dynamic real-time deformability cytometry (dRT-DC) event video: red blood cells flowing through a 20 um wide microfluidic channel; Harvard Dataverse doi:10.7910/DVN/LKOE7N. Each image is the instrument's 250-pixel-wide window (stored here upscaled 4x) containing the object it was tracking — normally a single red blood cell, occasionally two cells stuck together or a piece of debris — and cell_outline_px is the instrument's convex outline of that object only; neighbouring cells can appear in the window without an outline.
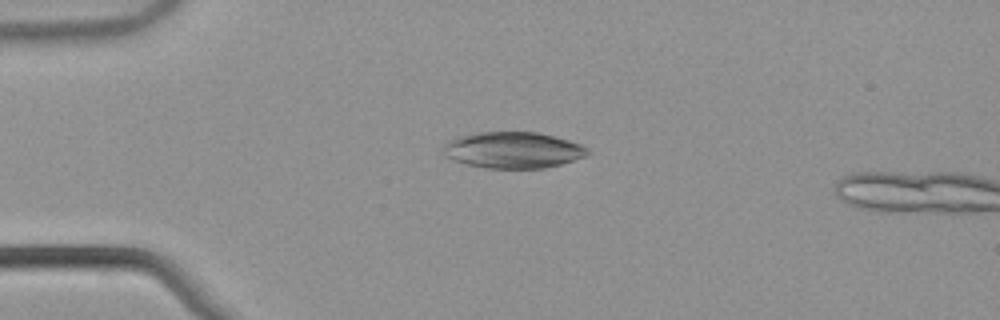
{"species": "common noctule bat (a hibernating species)", "species_latin": "Nyctalus noctula", "temperature_condition": "warm", "stored_images_in_passage": 53, "camera_frame_rate_fps": 3000, "um_per_image_px": 0.085, "animal": {"sex": "male", "body_mass_g": 21.5, "forearm_length_mm": 52.0}, "frame": {"image": 1, "passage_image": 13, "time_ms": 4.0, "image_size_px": [1000, 320], "cell_outline_px": [[592, 152], [584, 156], [560, 164], [544, 168], [488, 168], [464, 164], [452, 160], [444, 156], [444, 144], [448, 140], [460, 136], [480, 132], [536, 132], [568, 140], [580, 144], [588, 148]], "centroid_in_image_um": [43.58, 12.76], "position_along_channel_um": 41.4, "area_um2": 30.4}}
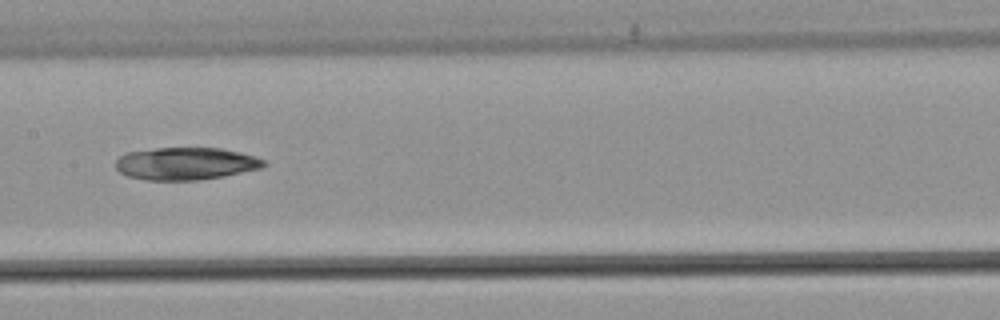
{"frame": {"image": 2, "passage_image": 27, "time_ms": 8.667, "image_size_px": [1000, 320], "cell_outline_px": [[268, 164], [260, 168], [224, 176], [200, 180], [144, 180], [128, 176], [120, 172], [116, 168], [116, 160], [124, 152], [156, 148], [220, 148], [240, 152], [256, 156], [264, 160]], "centroid_in_image_um": [15.78, 13.9], "position_along_channel_um": 191.6, "area_um2": 28.15}}
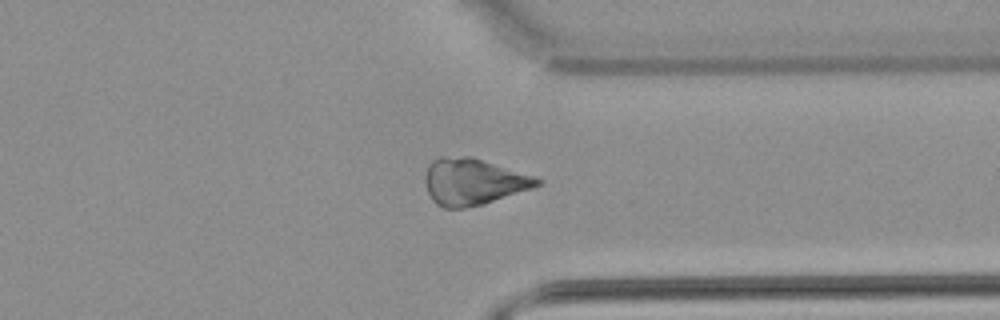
{"frame": {"image": 3, "passage_image": 41, "time_ms": 13.333, "image_size_px": [1000, 320], "cell_outline_px": [[544, 180], [540, 184], [532, 188], [484, 204], [464, 208], [444, 208], [436, 204], [432, 200], [428, 192], [424, 180], [428, 164], [432, 160], [440, 156], [472, 156], [536, 176]], "centroid_in_image_um": [40.22, 15.43], "position_along_channel_um": 371.2, "area_um2": 30.69}}